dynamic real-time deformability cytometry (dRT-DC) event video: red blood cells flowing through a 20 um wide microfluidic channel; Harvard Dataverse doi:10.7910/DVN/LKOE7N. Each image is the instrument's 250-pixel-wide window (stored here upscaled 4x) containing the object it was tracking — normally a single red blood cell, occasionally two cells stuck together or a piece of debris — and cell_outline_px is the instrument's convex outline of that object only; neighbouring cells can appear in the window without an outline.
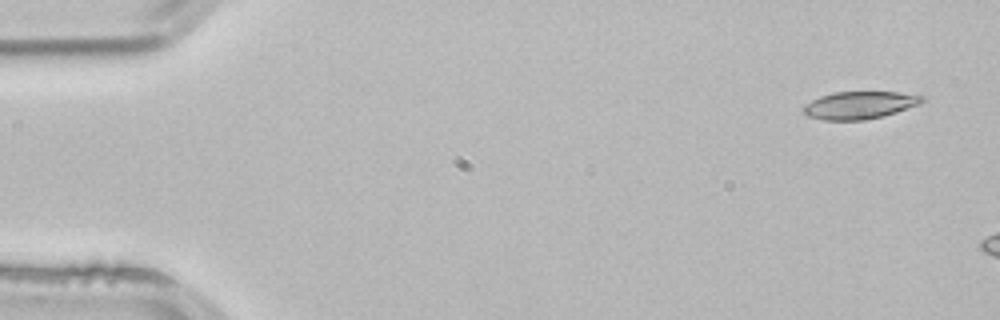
{"species": "common noctule bat (a hibernating species)", "species_latin": "Nyctalus noctula", "temperature_condition": "room temperature", "stored_images_in_passage": 2, "camera_frame_rate_fps": 3000, "um_per_image_px": 0.085, "animal": {"sex": "male", "body_mass_g": 21.5, "forearm_length_mm": 52.0}, "frame": {"image": 1, "passage_image": 1, "time_ms": 0.0, "image_size_px": [1000, 320], "cell_outline_px": [[924, 100], [920, 104], [896, 112], [864, 120], [824, 120], [808, 116], [800, 112], [800, 108], [804, 104], [820, 96], [832, 92], [896, 92], [924, 96]], "centroid_in_image_um": [72.99, 8.93], "position_along_channel_um": 12.0, "area_um2": 19.07}}